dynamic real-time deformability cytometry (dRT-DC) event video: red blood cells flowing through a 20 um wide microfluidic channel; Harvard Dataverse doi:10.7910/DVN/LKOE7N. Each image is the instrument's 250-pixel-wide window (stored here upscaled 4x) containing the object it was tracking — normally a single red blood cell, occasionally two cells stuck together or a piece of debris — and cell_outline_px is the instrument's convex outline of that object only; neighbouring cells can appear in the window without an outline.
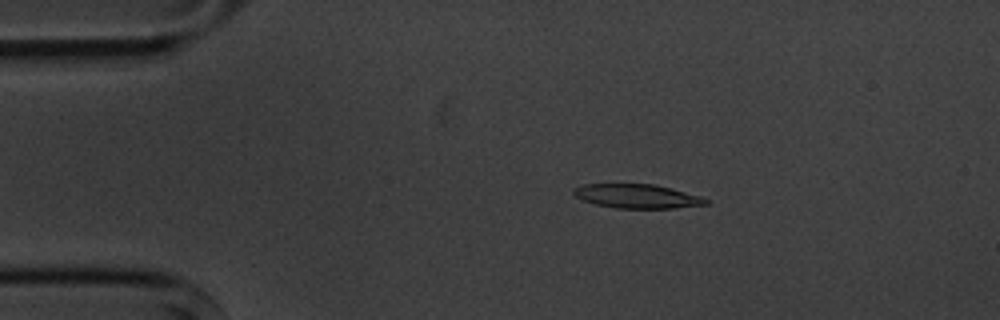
{"species": "common noctule bat (a hibernating species)", "species_latin": "Nyctalus noctula", "temperature_condition": "cold", "stored_images_in_passage": 15, "camera_frame_rate_fps": 3000, "um_per_image_px": 0.085, "animal": {"sex": "male", "body_mass_g": 20.1, "forearm_length_mm": 53.5}, "frame": {"image": 1, "passage_image": 3, "time_ms": 3.0, "image_size_px": [1000, 320], "cell_outline_px": [[708, 204], [676, 208], [616, 208], [596, 204], [572, 196], [572, 188], [584, 184], [652, 184], [672, 188], [700, 196], [708, 200]], "centroid_in_image_um": [54.12, 16.67], "position_along_channel_um": 30.9, "area_um2": 18.55}}
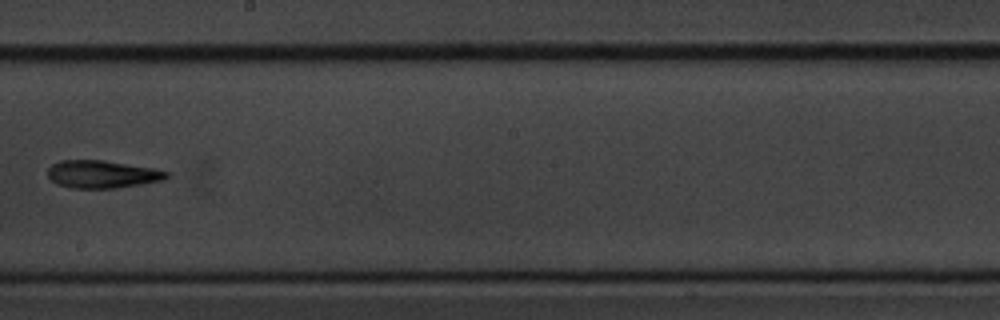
{"frame": {"image": 2, "passage_image": 9, "time_ms": 10.0, "image_size_px": [1000, 320], "cell_outline_px": [[168, 176], [164, 180], [116, 188], [72, 188], [56, 184], [48, 176], [48, 168], [52, 164], [60, 160], [100, 160], [152, 168], [168, 172]], "centroid_in_image_um": [8.64, 14.81], "position_along_channel_um": 239.6, "area_um2": 18.96}}
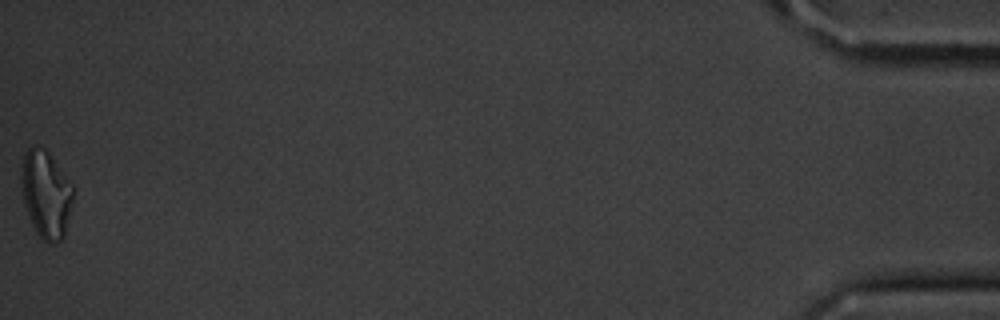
{"frame": {"image": 3, "passage_image": 15, "time_ms": 18.0, "image_size_px": [1000, 320], "cell_outline_px": [[72, 200], [64, 236], [56, 244], [48, 244], [36, 232], [28, 216], [24, 204], [20, 180], [20, 164], [24, 152], [32, 144], [36, 144], [44, 148], [48, 152], [72, 184]], "centroid_in_image_um": [3.86, 16.46], "position_along_channel_um": 431.3, "area_um2": 26.59}, "authors_computed_cell_mechanics": {"area_um2": 19.2474, "velocity_mm_per_s": 3.6166, "shape_relaxation_time_tau1_ms": 6.2191, "shape_relaxation_time_tau2_ms": 4.7663, "deformation_change_tau1": 0.148, "deformation_change_tau2": 0.1536}}